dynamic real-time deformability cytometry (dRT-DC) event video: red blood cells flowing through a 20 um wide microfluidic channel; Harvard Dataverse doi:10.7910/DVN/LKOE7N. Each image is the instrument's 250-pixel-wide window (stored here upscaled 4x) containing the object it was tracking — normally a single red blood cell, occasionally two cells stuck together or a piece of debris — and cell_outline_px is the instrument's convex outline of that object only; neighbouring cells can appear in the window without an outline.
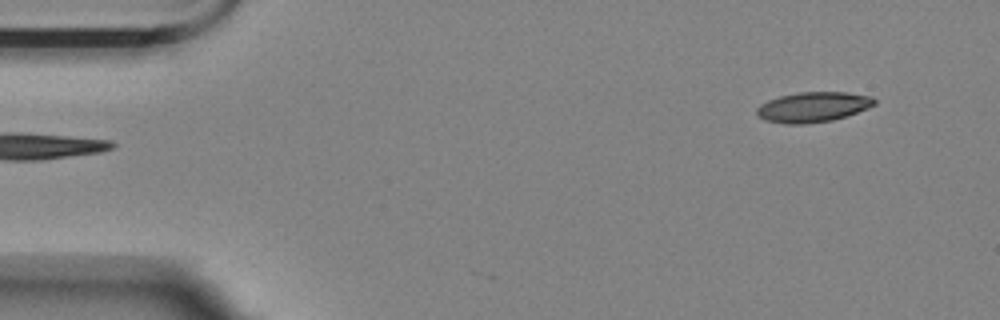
{"species": "Egyptian fruit bat (a non-hibernating species)", "species_latin": "Rousettus aegyptiacus", "temperature_condition": "room temperature", "stored_images_in_passage": 2, "camera_frame_rate_fps": 3000, "um_per_image_px": 0.085, "animal": {"sex": "female"}, "frame": {"image": 1, "passage_image": 2, "time_ms": 0.333, "image_size_px": [1000, 320], "cell_outline_px": [[876, 104], [868, 108], [832, 120], [804, 124], [784, 124], [768, 120], [760, 116], [756, 112], [756, 108], [760, 104], [768, 100], [780, 96], [800, 92], [844, 92], [872, 96], [876, 100]], "centroid_in_image_um": [69.12, 9.09], "position_along_channel_um": 15.9, "area_um2": 20.46}}